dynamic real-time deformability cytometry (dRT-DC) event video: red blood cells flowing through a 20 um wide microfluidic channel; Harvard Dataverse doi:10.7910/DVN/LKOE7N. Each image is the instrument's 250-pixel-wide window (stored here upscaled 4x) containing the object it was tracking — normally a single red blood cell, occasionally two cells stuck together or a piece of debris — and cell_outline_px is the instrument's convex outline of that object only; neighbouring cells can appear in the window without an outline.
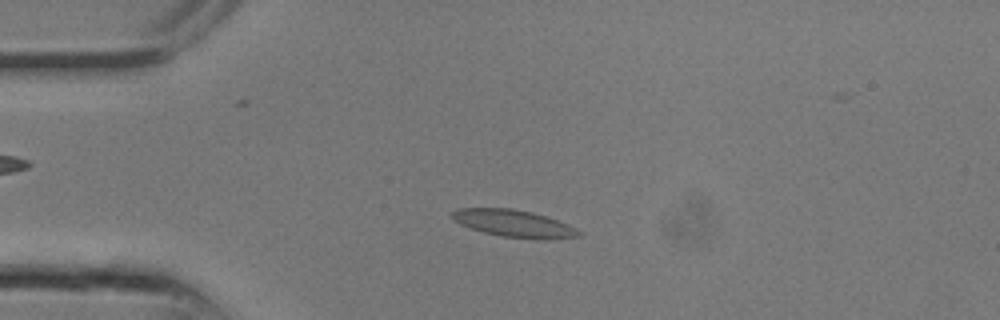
{"species": "common noctule bat (a hibernating species)", "species_latin": "Nyctalus noctula", "temperature_condition": "room temperature", "stored_images_in_passage": 8, "camera_frame_rate_fps": 3000, "um_per_image_px": 0.085, "animal": {"sex": "male", "body_mass_g": 13.3}, "frame": {"image": 1, "passage_image": 5, "time_ms": 1.333, "image_size_px": [1000, 320], "cell_outline_px": [[584, 232], [580, 236], [548, 240], [540, 240], [500, 236], [484, 232], [460, 224], [452, 220], [452, 212], [460, 208], [512, 208], [532, 212], [568, 224]], "centroid_in_image_um": [43.72, 19.01], "position_along_channel_um": 41.3, "area_um2": 20.17}}
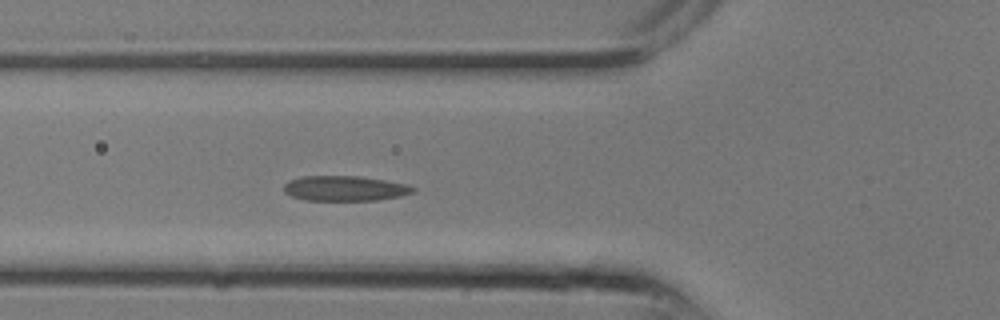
{"frame": {"image": 2, "passage_image": 8, "time_ms": 2.333, "image_size_px": [1000, 320], "cell_outline_px": [[416, 192], [400, 196], [376, 200], [304, 200], [292, 196], [284, 192], [284, 184], [288, 180], [304, 176], [360, 176], [408, 184], [416, 188]], "centroid_in_image_um": [29.33, 16.01], "position_along_channel_um": 96.5, "area_um2": 18.96}}